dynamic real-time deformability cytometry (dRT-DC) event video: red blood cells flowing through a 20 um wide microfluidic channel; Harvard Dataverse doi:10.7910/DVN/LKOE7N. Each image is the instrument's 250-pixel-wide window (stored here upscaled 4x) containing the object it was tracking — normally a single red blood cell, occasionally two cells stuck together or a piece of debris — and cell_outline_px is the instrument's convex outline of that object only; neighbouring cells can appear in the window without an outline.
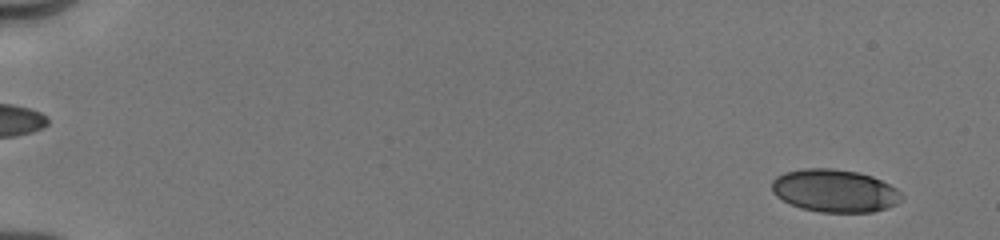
{"species": "human", "species_latin": "Homo sapiens", "temperature_condition": "cold", "stored_images_in_passage": 42, "camera_frame_rate_fps": 3000, "um_per_image_px": 0.085, "donor": {"sex": "male"}, "frame": {"image": 1, "passage_image": 2, "time_ms": 0.333, "image_size_px": [1000, 240], "cell_outline_px": [[904, 200], [888, 208], [872, 212], [820, 212], [800, 208], [776, 196], [772, 192], [772, 180], [776, 176], [784, 172], [804, 168], [832, 168], [856, 172], [872, 176], [896, 188], [904, 196]], "centroid_in_image_um": [70.96, 16.21], "position_along_channel_um": 14.0, "area_um2": 32.48}}
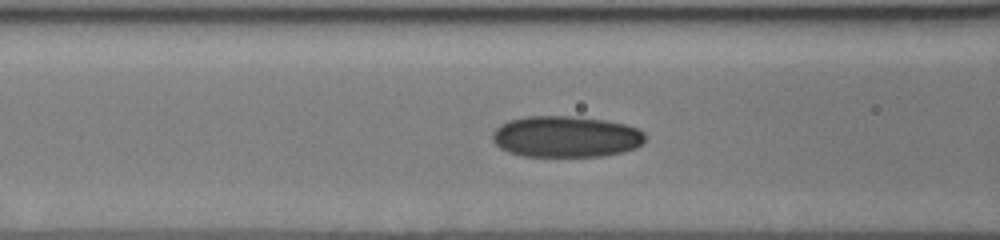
{"frame": {"image": 2, "passage_image": 24, "time_ms": 7.0, "image_size_px": [1000, 240], "cell_outline_px": [[644, 140], [636, 148], [624, 152], [600, 156], [524, 156], [508, 152], [500, 148], [492, 140], [492, 132], [500, 124], [508, 120], [524, 116], [576, 116], [604, 120], [624, 124], [636, 128], [644, 132]], "centroid_in_image_um": [48.07, 11.61], "position_along_channel_um": 118.5, "area_um2": 36.88}}
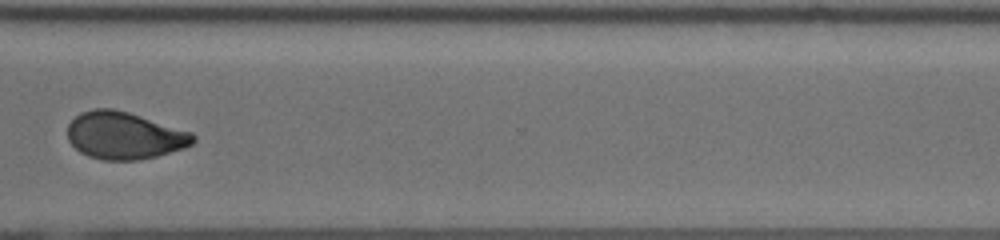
{"frame": {"image": 3, "passage_image": 41, "time_ms": 13.0, "image_size_px": [1000, 240], "cell_outline_px": [[196, 140], [192, 144], [184, 148], [156, 156], [140, 160], [104, 160], [88, 156], [80, 152], [68, 140], [68, 124], [80, 112], [92, 108], [112, 108], [128, 112], [192, 132], [196, 136]], "centroid_in_image_um": [10.57, 11.52], "position_along_channel_um": 360.0, "area_um2": 34.62}}